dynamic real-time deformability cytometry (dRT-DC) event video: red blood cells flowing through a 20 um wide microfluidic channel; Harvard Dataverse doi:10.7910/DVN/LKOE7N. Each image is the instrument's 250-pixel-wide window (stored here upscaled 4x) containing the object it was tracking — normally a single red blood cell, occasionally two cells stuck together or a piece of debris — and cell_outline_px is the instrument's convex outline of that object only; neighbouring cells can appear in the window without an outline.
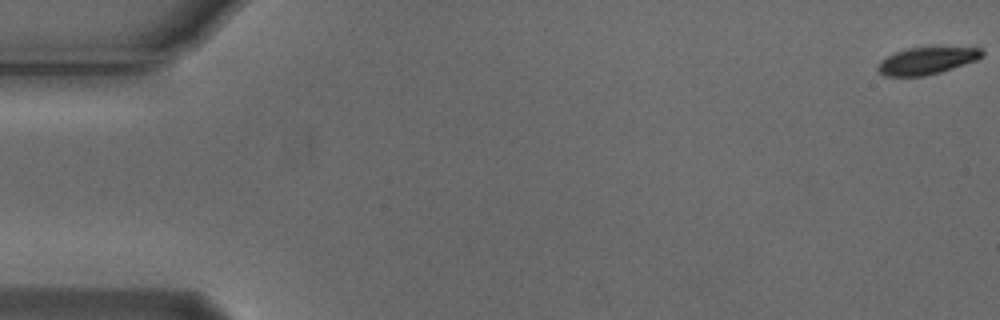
{"species": "Egyptian fruit bat (a non-hibernating species)", "species_latin": "Rousettus aegyptiacus", "temperature_condition": "cold", "stored_images_in_passage": 56, "camera_frame_rate_fps": 3000, "um_per_image_px": 0.085, "animal": {"sex": "male"}, "frame": {"image": 1, "passage_image": 1, "time_ms": 0.0, "image_size_px": [1000, 320], "cell_outline_px": [[984, 56], [976, 60], [940, 72], [924, 76], [884, 76], [876, 68], [880, 60], [896, 52], [908, 48], [980, 48], [984, 52]], "centroid_in_image_um": [78.75, 5.18], "position_along_channel_um": 6.3, "area_um2": 16.13}}
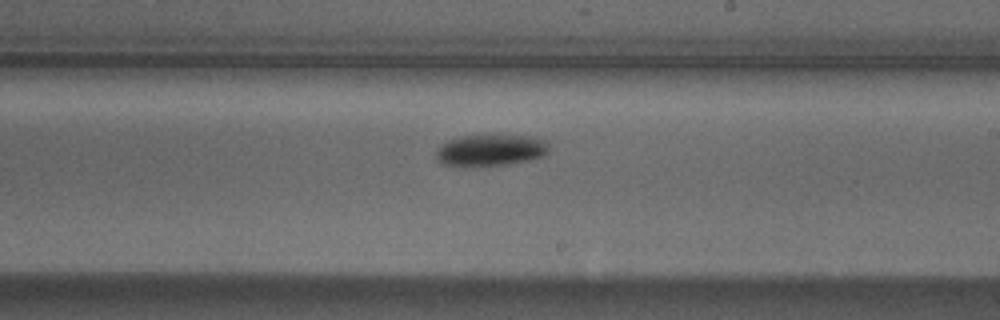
{"frame": {"image": 2, "passage_image": 33, "time_ms": 10.667, "image_size_px": [1000, 320], "cell_outline_px": [[552, 148], [544, 156], [532, 160], [508, 164], [464, 168], [444, 164], [436, 160], [436, 152], [448, 140], [460, 136], [488, 132], [532, 136], [548, 140]], "centroid_in_image_um": [41.77, 12.73], "position_along_channel_um": 247.2, "area_um2": 22.25}}
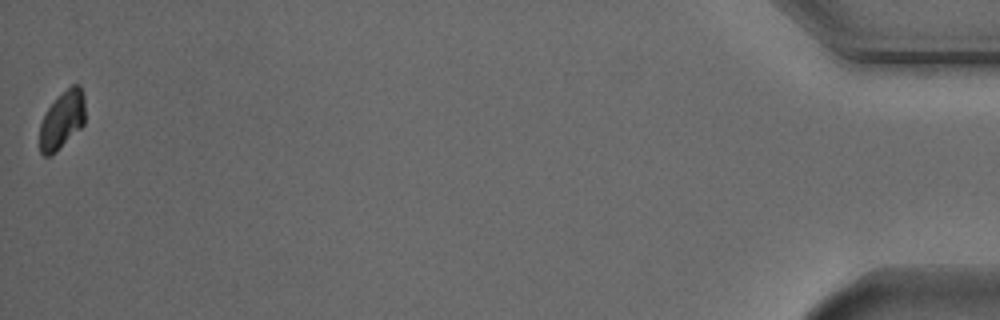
{"frame": {"image": 3, "passage_image": 56, "time_ms": 18.333, "image_size_px": [1000, 320], "cell_outline_px": [[84, 124], [56, 152], [48, 156], [44, 156], [40, 152], [40, 124], [48, 108], [72, 84], [80, 84], [84, 96]], "centroid_in_image_um": [5.29, 10.21], "position_along_channel_um": 429.9, "area_um2": 14.97}, "authors_computed_cell_mechanics": {"area_um2": 18.8717, "velocity_mm_per_s": 3.6938, "shape_relaxation_time_tau1_ms": 1.5175, "shape_relaxation_time_tau2_ms": null, "deformation_change_tau1": 0.0846, "deformation_change_tau2": null}}